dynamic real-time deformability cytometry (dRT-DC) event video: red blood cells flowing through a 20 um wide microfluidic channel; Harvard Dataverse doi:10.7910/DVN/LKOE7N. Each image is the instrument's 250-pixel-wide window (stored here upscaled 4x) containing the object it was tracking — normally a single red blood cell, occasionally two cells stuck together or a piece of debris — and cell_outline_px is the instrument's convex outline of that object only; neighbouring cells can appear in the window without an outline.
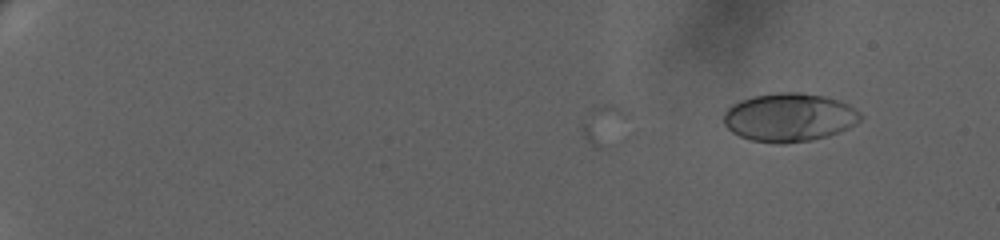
{"species": "human", "species_latin": "Homo sapiens", "temperature_condition": "warm", "stored_images_in_passage": 12, "camera_frame_rate_fps": 3000, "um_per_image_px": 0.085, "donor": {"sex": "female"}, "frame": {"image": 1, "passage_image": 1, "time_ms": 0.0, "image_size_px": [1000, 240], "cell_outline_px": [[864, 116], [856, 124], [840, 132], [828, 136], [812, 140], [784, 144], [776, 144], [752, 140], [740, 136], [732, 132], [724, 124], [724, 112], [732, 104], [740, 100], [752, 96], [776, 92], [800, 92], [824, 96], [840, 100], [848, 104], [860, 112]], "centroid_in_image_um": [67.1, 9.97], "position_along_channel_um": 17.9, "area_um2": 39.02}}